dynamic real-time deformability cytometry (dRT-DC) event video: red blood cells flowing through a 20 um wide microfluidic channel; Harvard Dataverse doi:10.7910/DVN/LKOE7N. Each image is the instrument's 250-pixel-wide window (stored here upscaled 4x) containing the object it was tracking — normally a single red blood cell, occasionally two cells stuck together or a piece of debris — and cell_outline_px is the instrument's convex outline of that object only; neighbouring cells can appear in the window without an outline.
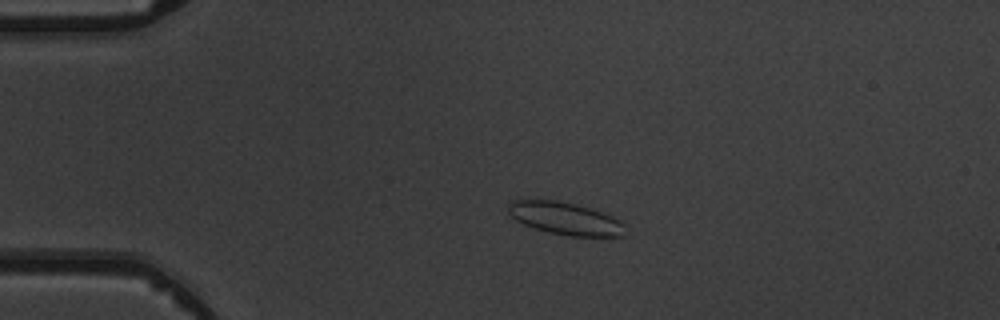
{"species": "common noctule bat (a hibernating species)", "species_latin": "Nyctalus noctula", "temperature_condition": "warm", "stored_images_in_passage": 6, "camera_frame_rate_fps": 3000, "um_per_image_px": 0.085, "animal": {"sex": "male", "body_mass_g": 19.5, "forearm_length_mm": 54.6}, "frame": {"image": 1, "passage_image": 4, "time_ms": 3.667, "image_size_px": [1000, 320], "cell_outline_px": [[624, 236], [568, 236], [548, 232], [524, 224], [516, 220], [508, 212], [508, 204], [512, 200], [560, 200], [592, 208], [604, 212], [620, 220], [624, 224]], "centroid_in_image_um": [48.06, 18.56], "position_along_channel_um": 36.9, "area_um2": 22.2}}
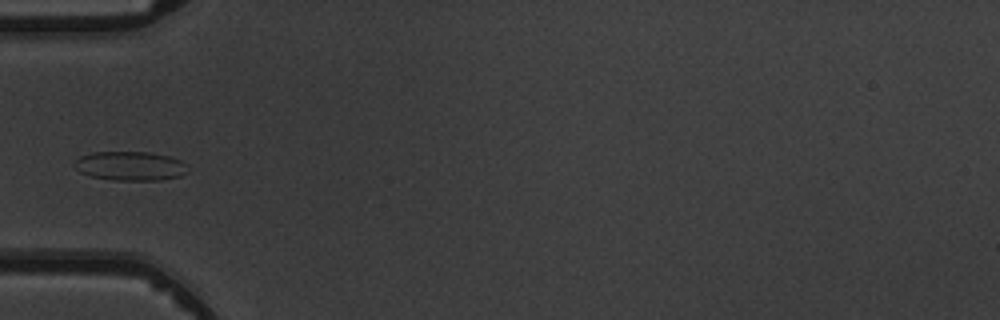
{"frame": {"image": 2, "passage_image": 6, "time_ms": 5.667, "image_size_px": [1000, 320], "cell_outline_px": [[188, 172], [180, 176], [160, 180], [112, 180], [92, 176], [80, 172], [72, 164], [80, 156], [92, 152], [148, 152], [168, 156], [180, 160], [184, 164]], "centroid_in_image_um": [11.04, 14.11], "position_along_channel_um": 74.0, "area_um2": 19.13}}